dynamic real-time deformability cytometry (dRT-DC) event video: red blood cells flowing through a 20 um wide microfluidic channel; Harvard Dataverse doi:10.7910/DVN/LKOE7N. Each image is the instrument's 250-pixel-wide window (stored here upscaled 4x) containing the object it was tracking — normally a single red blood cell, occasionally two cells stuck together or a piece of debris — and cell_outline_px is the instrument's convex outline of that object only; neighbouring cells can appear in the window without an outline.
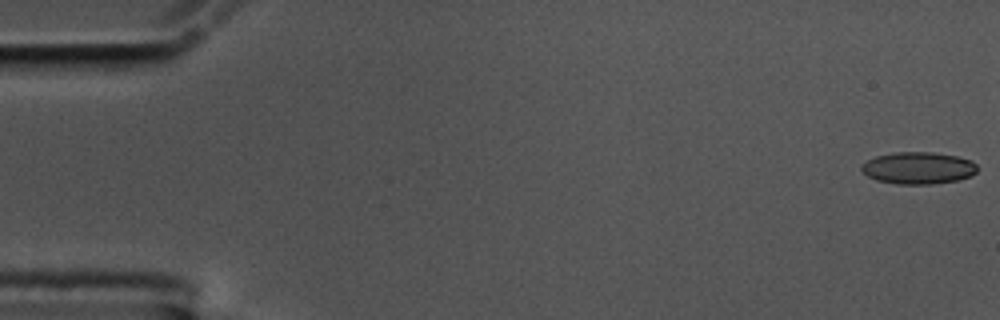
{"species": "common noctule bat (a hibernating species)", "species_latin": "Nyctalus noctula", "temperature_condition": "cold", "stored_images_in_passage": 50, "camera_frame_rate_fps": 3000, "um_per_image_px": 0.085, "animal": {"sex": "male", "body_mass_g": 17.5, "forearm_length_mm": 52.3}, "frame": {"image": 1, "passage_image": 1, "time_ms": 0.0, "image_size_px": [1000, 320], "cell_outline_px": [[976, 172], [972, 176], [960, 180], [932, 184], [896, 184], [876, 180], [868, 176], [860, 168], [868, 160], [876, 156], [896, 152], [932, 152], [956, 156], [972, 160], [976, 164]], "centroid_in_image_um": [78.09, 14.29], "position_along_channel_um": 6.9, "area_um2": 21.62}}
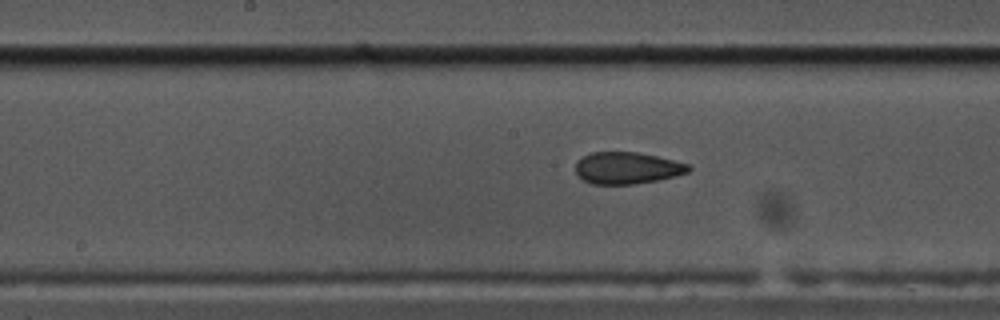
{"frame": {"image": 2, "passage_image": 29, "time_ms": 9.333, "image_size_px": [1000, 320], "cell_outline_px": [[692, 168], [688, 172], [676, 176], [656, 180], [632, 184], [592, 184], [584, 180], [576, 172], [576, 164], [584, 156], [592, 152], [636, 152], [656, 156], [688, 164]], "centroid_in_image_um": [53.32, 14.28], "position_along_channel_um": 194.9, "area_um2": 20.63}}
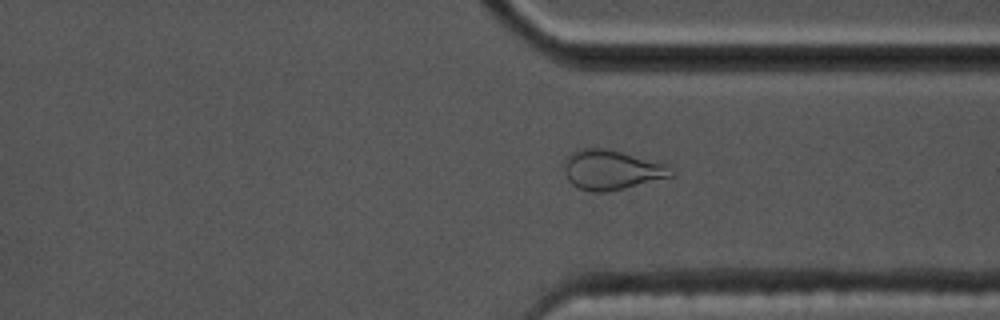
{"frame": {"image": 3, "passage_image": 43, "time_ms": 14.0, "image_size_px": [1000, 320], "cell_outline_px": [[676, 176], [624, 188], [604, 192], [592, 192], [580, 188], [572, 184], [568, 180], [564, 172], [564, 160], [572, 152], [584, 148], [608, 148], [664, 164], [672, 168], [676, 172]], "centroid_in_image_um": [52.0, 14.44], "position_along_channel_um": 359.4, "area_um2": 24.74}}